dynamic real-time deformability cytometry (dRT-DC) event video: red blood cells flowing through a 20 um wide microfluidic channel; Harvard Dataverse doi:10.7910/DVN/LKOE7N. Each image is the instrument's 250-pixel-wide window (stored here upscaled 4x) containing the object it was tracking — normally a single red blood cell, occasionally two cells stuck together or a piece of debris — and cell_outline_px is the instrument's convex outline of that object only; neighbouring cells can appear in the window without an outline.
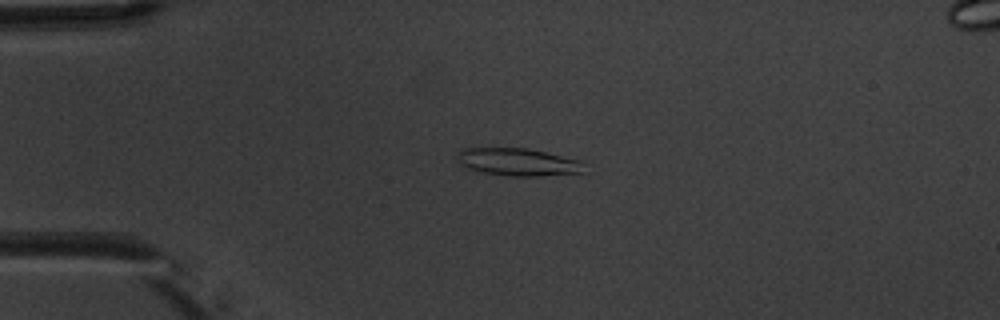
{"species": "common noctule bat (a hibernating species)", "species_latin": "Nyctalus noctula", "temperature_condition": "warm", "stored_images_in_passage": 5, "camera_frame_rate_fps": 3000, "um_per_image_px": 0.085, "animal": {"sex": "male", "body_mass_g": 20.1, "forearm_length_mm": 53.5}, "frame": {"image": 1, "passage_image": 4, "time_ms": 3.667, "image_size_px": [1000, 320], "cell_outline_px": [[584, 172], [540, 176], [508, 176], [480, 172], [456, 164], [456, 160], [460, 152], [464, 148], [528, 148], [580, 160]], "centroid_in_image_um": [43.97, 13.78], "position_along_channel_um": 41.0, "area_um2": 20.4}}